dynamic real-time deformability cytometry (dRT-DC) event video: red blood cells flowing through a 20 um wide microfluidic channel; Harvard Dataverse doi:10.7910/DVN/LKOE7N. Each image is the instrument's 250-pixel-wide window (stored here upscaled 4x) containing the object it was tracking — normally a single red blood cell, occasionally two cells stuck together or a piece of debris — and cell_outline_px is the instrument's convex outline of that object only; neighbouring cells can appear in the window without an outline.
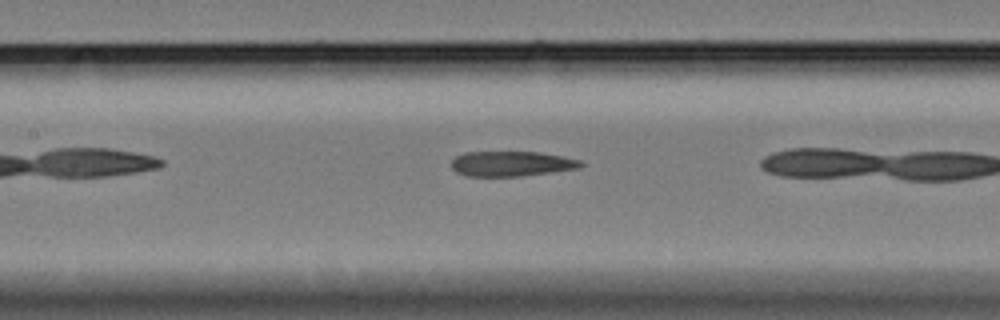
{"species": "Egyptian fruit bat (a non-hibernating species)", "species_latin": "Rousettus aegyptiacus", "temperature_condition": "cold", "stored_images_in_passage": 19, "camera_frame_rate_fps": 3000, "um_per_image_px": 0.085, "animal": {"sex": "female"}, "frame": {"image": 1, "passage_image": 9, "time_ms": 2.667, "image_size_px": [1000, 320], "cell_outline_px": [[584, 164], [580, 168], [552, 172], [520, 176], [468, 176], [456, 172], [452, 168], [452, 160], [456, 156], [464, 152], [540, 152], [564, 156], [580, 160]], "centroid_in_image_um": [43.49, 13.91], "position_along_channel_um": 163.9, "area_um2": 18.96}}
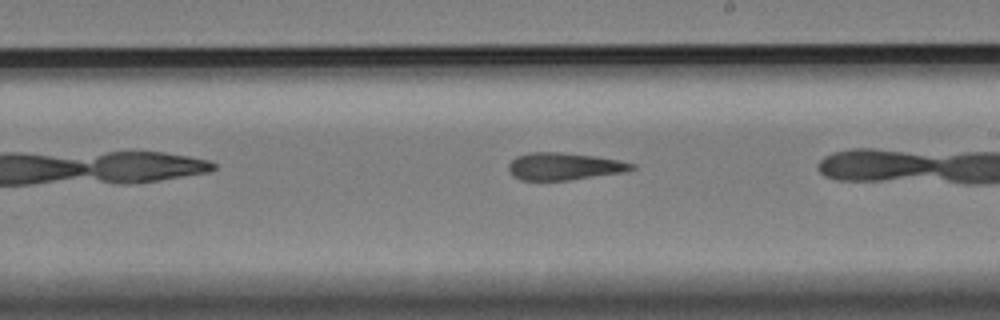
{"frame": {"image": 2, "passage_image": 16, "time_ms": 5.0, "image_size_px": [1000, 320], "cell_outline_px": [[636, 168], [624, 172], [568, 180], [520, 180], [512, 176], [508, 168], [508, 164], [516, 156], [528, 152], [560, 152], [596, 156], [620, 160], [636, 164]], "centroid_in_image_um": [47.94, 14.13], "position_along_channel_um": 241.1, "area_um2": 19.71}}